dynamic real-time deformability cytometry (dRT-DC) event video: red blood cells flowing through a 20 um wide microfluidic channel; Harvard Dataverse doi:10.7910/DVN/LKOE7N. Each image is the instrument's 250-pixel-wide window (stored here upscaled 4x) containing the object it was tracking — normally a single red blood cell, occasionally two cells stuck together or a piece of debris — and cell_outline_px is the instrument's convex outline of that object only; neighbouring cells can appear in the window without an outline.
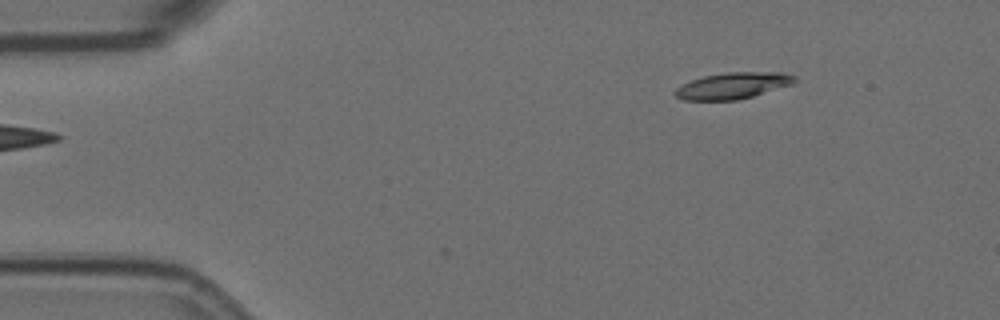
{"species": "Egyptian fruit bat (a non-hibernating species)", "species_latin": "Rousettus aegyptiacus", "temperature_condition": "room temperature", "stored_images_in_passage": 4, "camera_frame_rate_fps": 3000, "um_per_image_px": 0.085, "animal": {"sex": "female"}, "frame": {"image": 1, "passage_image": 1, "time_ms": 0.0, "image_size_px": [1000, 320], "cell_outline_px": [[796, 80], [792, 84], [740, 100], [684, 100], [676, 96], [672, 92], [676, 88], [692, 80], [704, 76], [728, 72], [784, 72], [796, 76]], "centroid_in_image_um": [62.31, 7.28], "position_along_channel_um": 22.7, "area_um2": 18.32}}